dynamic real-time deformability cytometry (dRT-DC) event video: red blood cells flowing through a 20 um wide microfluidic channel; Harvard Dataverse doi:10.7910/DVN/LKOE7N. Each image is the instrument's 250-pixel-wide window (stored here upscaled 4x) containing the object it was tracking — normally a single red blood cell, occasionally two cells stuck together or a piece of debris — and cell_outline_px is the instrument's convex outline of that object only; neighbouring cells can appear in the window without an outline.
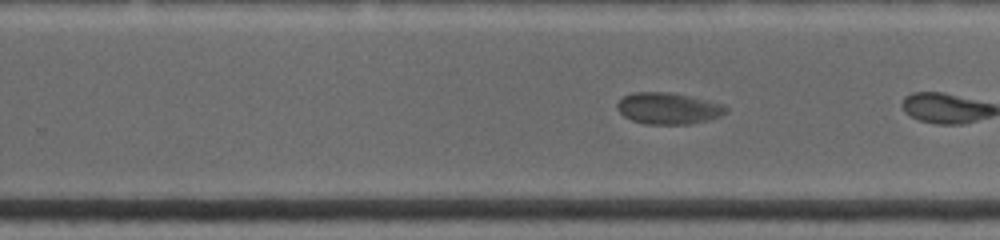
{"species": "common noctule bat (a hibernating species)", "species_latin": "Nyctalus noctula", "temperature_condition": "warm", "stored_images_in_passage": 24, "camera_frame_rate_fps": 4500, "um_per_image_px": 0.085, "animal": {"sex": "female", "body_mass_g": 19.0, "forearm_length_mm": 53.3}, "frame": {"image": 1, "passage_image": 17, "time_ms": 6.222, "image_size_px": [1000, 240], "cell_outline_px": [[728, 112], [720, 116], [708, 120], [688, 124], [644, 124], [632, 120], [624, 116], [616, 108], [616, 104], [624, 96], [632, 92], [672, 92], [724, 104], [728, 108]], "centroid_in_image_um": [56.81, 9.21], "position_along_channel_um": 273.0, "area_um2": 20.06}}